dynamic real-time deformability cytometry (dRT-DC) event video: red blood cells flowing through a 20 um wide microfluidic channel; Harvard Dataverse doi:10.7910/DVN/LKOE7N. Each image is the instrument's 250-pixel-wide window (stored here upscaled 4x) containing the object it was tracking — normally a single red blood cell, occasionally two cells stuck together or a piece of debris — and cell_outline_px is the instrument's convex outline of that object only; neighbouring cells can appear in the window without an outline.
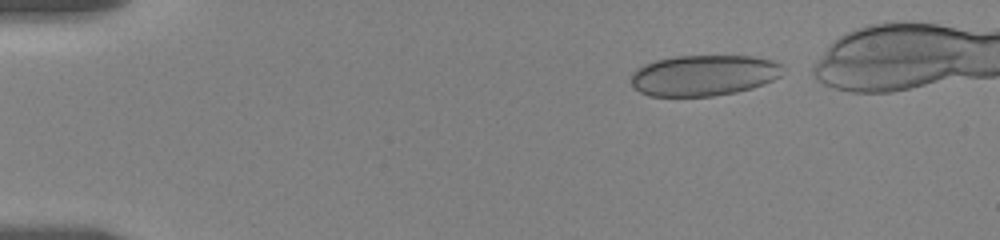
{"species": "human", "species_latin": "Homo sapiens", "temperature_condition": "room temperature", "stored_images_in_passage": 47, "camera_frame_rate_fps": 3000, "um_per_image_px": 0.085, "donor": {"sex": "female"}, "frame": {"image": 1, "passage_image": 2, "time_ms": 0.333, "image_size_px": [1000, 240], "cell_outline_px": [[780, 76], [764, 84], [752, 88], [736, 92], [712, 96], [648, 96], [640, 92], [632, 84], [632, 72], [636, 68], [644, 64], [656, 60], [676, 56], [752, 56], [772, 60], [780, 64]], "centroid_in_image_um": [59.78, 6.41], "position_along_channel_um": 25.2, "area_um2": 36.01}}
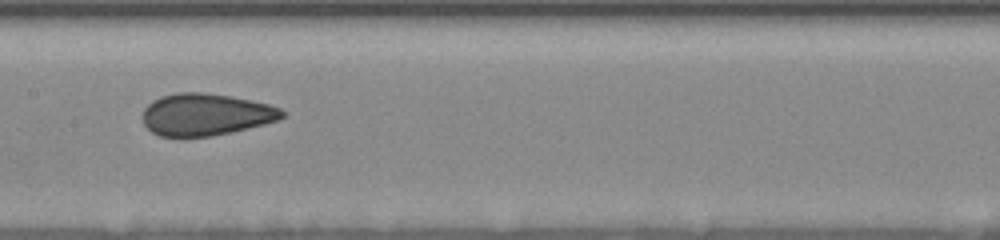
{"frame": {"image": 2, "passage_image": 23, "time_ms": 7.333, "image_size_px": [1000, 240], "cell_outline_px": [[288, 112], [280, 120], [264, 124], [228, 132], [208, 136], [160, 136], [152, 132], [144, 124], [144, 108], [152, 100], [160, 96], [176, 92], [204, 92], [232, 96], [252, 100], [268, 104], [280, 108]], "centroid_in_image_um": [17.51, 9.71], "position_along_channel_um": 189.9, "area_um2": 34.1}}
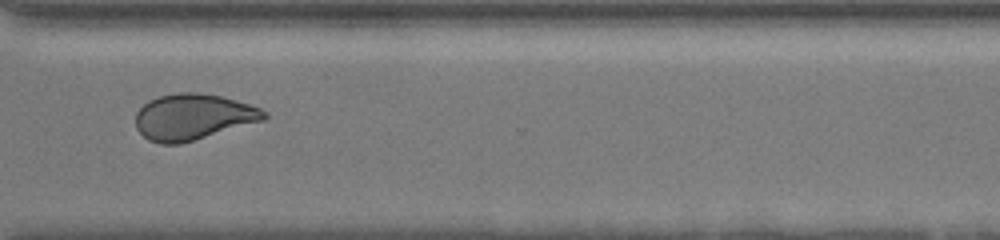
{"frame": {"image": 3, "passage_image": 37, "time_ms": 12.0, "image_size_px": [1000, 240], "cell_outline_px": [[268, 116], [264, 120], [180, 144], [160, 144], [148, 140], [136, 128], [136, 112], [148, 100], [160, 96], [176, 92], [196, 92], [220, 96], [248, 104], [260, 108], [268, 112]], "centroid_in_image_um": [16.39, 9.93], "position_along_channel_um": 354.2, "area_um2": 34.33}}